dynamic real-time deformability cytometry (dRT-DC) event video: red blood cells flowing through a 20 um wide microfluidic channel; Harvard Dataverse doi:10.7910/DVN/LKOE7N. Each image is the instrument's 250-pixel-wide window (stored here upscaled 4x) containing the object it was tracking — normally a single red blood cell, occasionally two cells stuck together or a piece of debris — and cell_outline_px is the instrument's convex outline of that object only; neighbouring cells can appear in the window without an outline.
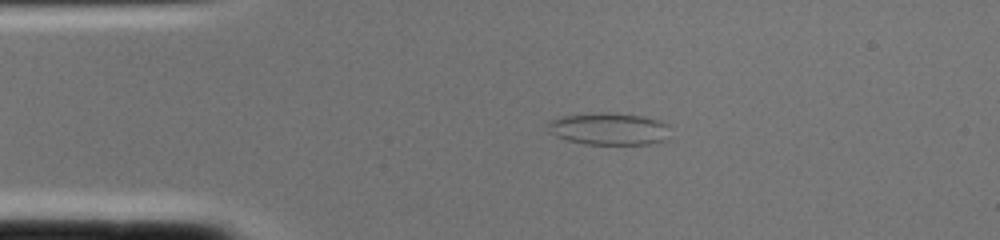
{"species": "common noctule bat (a hibernating species)", "species_latin": "Nyctalus noctula", "temperature_condition": "cold", "stored_images_in_passage": 2, "camera_frame_rate_fps": 3000, "um_per_image_px": 0.085, "animal": {"sex": "female", "body_mass_g": 22.0, "forearm_length_mm": 56.7}, "frame": {"image": 1, "passage_image": 2, "time_ms": 0.333, "image_size_px": [1000, 240], "cell_outline_px": [[668, 140], [652, 144], [584, 144], [568, 140], [556, 136], [548, 132], [548, 124], [552, 120], [564, 116], [592, 112], [612, 112], [644, 116], [660, 120], [668, 124]], "centroid_in_image_um": [51.8, 10.95], "position_along_channel_um": 33.2, "area_um2": 23.24}}